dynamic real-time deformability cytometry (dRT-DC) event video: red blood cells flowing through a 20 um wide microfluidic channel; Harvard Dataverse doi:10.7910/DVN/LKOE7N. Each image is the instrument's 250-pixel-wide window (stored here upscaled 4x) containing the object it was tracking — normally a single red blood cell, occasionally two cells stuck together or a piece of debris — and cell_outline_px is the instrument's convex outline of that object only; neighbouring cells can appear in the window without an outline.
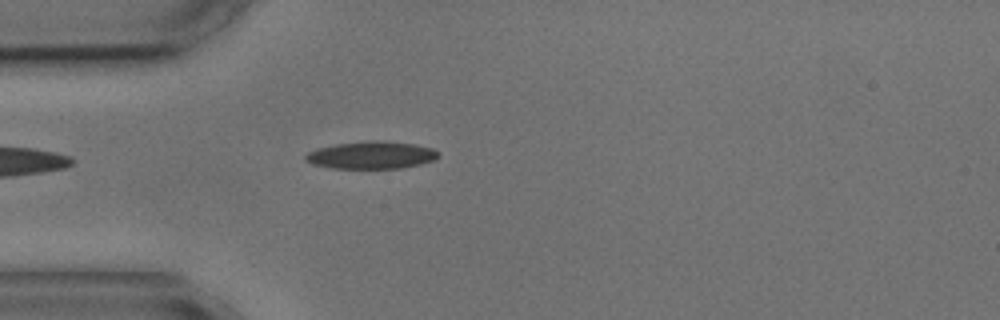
{"species": "common noctule bat (a hibernating species)", "species_latin": "Nyctalus noctula", "temperature_condition": "cold", "stored_images_in_passage": 3, "camera_frame_rate_fps": 3000, "um_per_image_px": 0.085, "animal": {"sex": "male", "body_mass_g": 17.9, "forearm_length_mm": 54.2}, "frame": {"image": 1, "passage_image": 3, "time_ms": 3.333, "image_size_px": [1000, 320], "cell_outline_px": [[440, 156], [432, 160], [420, 164], [400, 168], [332, 168], [312, 164], [304, 160], [304, 156], [308, 152], [316, 148], [336, 144], [416, 144], [432, 148], [440, 152]], "centroid_in_image_um": [31.53, 13.24], "position_along_channel_um": 53.5, "area_um2": 20.06}}